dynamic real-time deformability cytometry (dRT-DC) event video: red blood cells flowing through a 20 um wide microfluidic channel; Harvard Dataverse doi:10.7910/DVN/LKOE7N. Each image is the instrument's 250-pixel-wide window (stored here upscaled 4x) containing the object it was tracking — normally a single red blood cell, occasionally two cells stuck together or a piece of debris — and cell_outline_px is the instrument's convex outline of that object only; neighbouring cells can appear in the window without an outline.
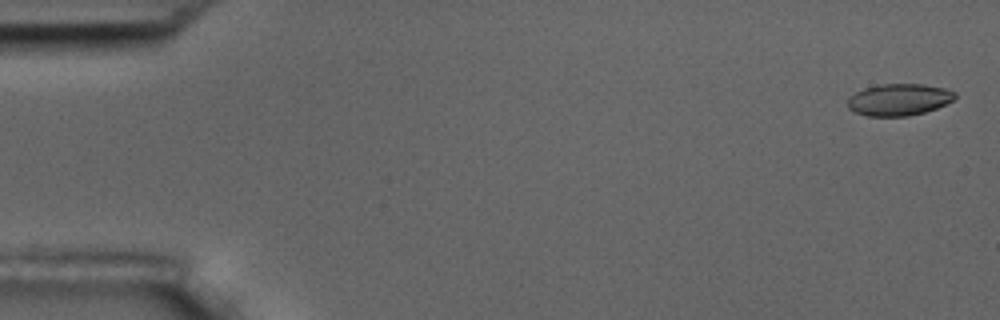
{"species": "common noctule bat (a hibernating species)", "species_latin": "Nyctalus noctula", "temperature_condition": "room temperature", "stored_images_in_passage": 6, "camera_frame_rate_fps": 3000, "um_per_image_px": 0.085, "animal": {"sex": "male", "body_mass_g": 17.5, "forearm_length_mm": 52.3}, "frame": {"image": 1, "passage_image": 1, "time_ms": 0.0, "image_size_px": [1000, 320], "cell_outline_px": [[956, 96], [952, 100], [936, 108], [924, 112], [908, 116], [868, 116], [856, 112], [848, 108], [848, 96], [864, 88], [880, 84], [924, 84], [944, 88], [956, 92]], "centroid_in_image_um": [76.39, 8.46], "position_along_channel_um": 8.6, "area_um2": 19.83}}